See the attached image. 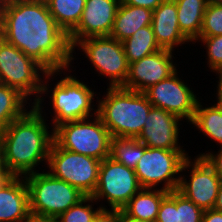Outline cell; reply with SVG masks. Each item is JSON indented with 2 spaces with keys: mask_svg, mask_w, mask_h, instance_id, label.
I'll list each match as a JSON object with an SVG mask.
<instances>
[{
  "mask_svg": "<svg viewBox=\"0 0 222 222\" xmlns=\"http://www.w3.org/2000/svg\"><path fill=\"white\" fill-rule=\"evenodd\" d=\"M0 36L46 71L69 69L74 59L68 34L56 24L45 0H3Z\"/></svg>",
  "mask_w": 222,
  "mask_h": 222,
  "instance_id": "obj_1",
  "label": "cell"
},
{
  "mask_svg": "<svg viewBox=\"0 0 222 222\" xmlns=\"http://www.w3.org/2000/svg\"><path fill=\"white\" fill-rule=\"evenodd\" d=\"M41 106L34 104L30 111L11 122L0 133L5 164L12 176L24 177L34 173L38 163L48 160L54 141L53 130L49 133Z\"/></svg>",
  "mask_w": 222,
  "mask_h": 222,
  "instance_id": "obj_2",
  "label": "cell"
},
{
  "mask_svg": "<svg viewBox=\"0 0 222 222\" xmlns=\"http://www.w3.org/2000/svg\"><path fill=\"white\" fill-rule=\"evenodd\" d=\"M105 98L98 101L97 115L111 137L137 138L153 106L143 92L109 87Z\"/></svg>",
  "mask_w": 222,
  "mask_h": 222,
  "instance_id": "obj_3",
  "label": "cell"
},
{
  "mask_svg": "<svg viewBox=\"0 0 222 222\" xmlns=\"http://www.w3.org/2000/svg\"><path fill=\"white\" fill-rule=\"evenodd\" d=\"M58 72L61 71H46L33 58L0 37V84L17 89L26 98L38 94L33 105L42 104L43 99L39 94H46L50 88L43 82L39 73L50 80L49 77Z\"/></svg>",
  "mask_w": 222,
  "mask_h": 222,
  "instance_id": "obj_4",
  "label": "cell"
},
{
  "mask_svg": "<svg viewBox=\"0 0 222 222\" xmlns=\"http://www.w3.org/2000/svg\"><path fill=\"white\" fill-rule=\"evenodd\" d=\"M29 192L30 213L58 217L85 197L77 188L49 172L24 176Z\"/></svg>",
  "mask_w": 222,
  "mask_h": 222,
  "instance_id": "obj_5",
  "label": "cell"
},
{
  "mask_svg": "<svg viewBox=\"0 0 222 222\" xmlns=\"http://www.w3.org/2000/svg\"><path fill=\"white\" fill-rule=\"evenodd\" d=\"M94 115L93 122L85 118L56 126L53 129L54 142L60 148L100 161L110 157L111 135L97 115V111Z\"/></svg>",
  "mask_w": 222,
  "mask_h": 222,
  "instance_id": "obj_6",
  "label": "cell"
},
{
  "mask_svg": "<svg viewBox=\"0 0 222 222\" xmlns=\"http://www.w3.org/2000/svg\"><path fill=\"white\" fill-rule=\"evenodd\" d=\"M49 173L77 188L85 196H92L97 184L101 161L60 148L52 143L48 160Z\"/></svg>",
  "mask_w": 222,
  "mask_h": 222,
  "instance_id": "obj_7",
  "label": "cell"
},
{
  "mask_svg": "<svg viewBox=\"0 0 222 222\" xmlns=\"http://www.w3.org/2000/svg\"><path fill=\"white\" fill-rule=\"evenodd\" d=\"M188 154L185 150H166L149 148L144 145V153L134 169L142 188L155 189V186L164 182L161 188L165 191L178 189L182 165ZM177 177V178H175Z\"/></svg>",
  "mask_w": 222,
  "mask_h": 222,
  "instance_id": "obj_8",
  "label": "cell"
},
{
  "mask_svg": "<svg viewBox=\"0 0 222 222\" xmlns=\"http://www.w3.org/2000/svg\"><path fill=\"white\" fill-rule=\"evenodd\" d=\"M75 46H80L99 74L111 79L109 87H122L125 84L129 63L122 42L111 36H100L78 41L72 53Z\"/></svg>",
  "mask_w": 222,
  "mask_h": 222,
  "instance_id": "obj_9",
  "label": "cell"
},
{
  "mask_svg": "<svg viewBox=\"0 0 222 222\" xmlns=\"http://www.w3.org/2000/svg\"><path fill=\"white\" fill-rule=\"evenodd\" d=\"M141 189L134 169L107 157L100 163L98 184L92 197L95 202L106 197L111 209L121 210Z\"/></svg>",
  "mask_w": 222,
  "mask_h": 222,
  "instance_id": "obj_10",
  "label": "cell"
},
{
  "mask_svg": "<svg viewBox=\"0 0 222 222\" xmlns=\"http://www.w3.org/2000/svg\"><path fill=\"white\" fill-rule=\"evenodd\" d=\"M51 91L50 96L55 115L53 128L65 122L92 117L91 111L94 109L91 105L95 93L76 77L65 76L55 84Z\"/></svg>",
  "mask_w": 222,
  "mask_h": 222,
  "instance_id": "obj_11",
  "label": "cell"
},
{
  "mask_svg": "<svg viewBox=\"0 0 222 222\" xmlns=\"http://www.w3.org/2000/svg\"><path fill=\"white\" fill-rule=\"evenodd\" d=\"M187 168L191 170L190 180L187 181L185 177L180 176L177 191L201 209H213L221 178L203 157L197 156L192 162L188 156L182 165L181 172Z\"/></svg>",
  "mask_w": 222,
  "mask_h": 222,
  "instance_id": "obj_12",
  "label": "cell"
},
{
  "mask_svg": "<svg viewBox=\"0 0 222 222\" xmlns=\"http://www.w3.org/2000/svg\"><path fill=\"white\" fill-rule=\"evenodd\" d=\"M177 73L176 71L170 77L150 86L143 93L154 107L161 108L182 120L186 118L191 123L198 99Z\"/></svg>",
  "mask_w": 222,
  "mask_h": 222,
  "instance_id": "obj_13",
  "label": "cell"
},
{
  "mask_svg": "<svg viewBox=\"0 0 222 222\" xmlns=\"http://www.w3.org/2000/svg\"><path fill=\"white\" fill-rule=\"evenodd\" d=\"M121 0H86L78 25L68 34L71 48L86 38L109 36Z\"/></svg>",
  "mask_w": 222,
  "mask_h": 222,
  "instance_id": "obj_14",
  "label": "cell"
},
{
  "mask_svg": "<svg viewBox=\"0 0 222 222\" xmlns=\"http://www.w3.org/2000/svg\"><path fill=\"white\" fill-rule=\"evenodd\" d=\"M172 51L161 49L129 64L125 89L144 92L150 86L170 77L177 69Z\"/></svg>",
  "mask_w": 222,
  "mask_h": 222,
  "instance_id": "obj_15",
  "label": "cell"
},
{
  "mask_svg": "<svg viewBox=\"0 0 222 222\" xmlns=\"http://www.w3.org/2000/svg\"><path fill=\"white\" fill-rule=\"evenodd\" d=\"M180 120L179 117L152 106L137 139L149 148L183 150L178 146Z\"/></svg>",
  "mask_w": 222,
  "mask_h": 222,
  "instance_id": "obj_16",
  "label": "cell"
},
{
  "mask_svg": "<svg viewBox=\"0 0 222 222\" xmlns=\"http://www.w3.org/2000/svg\"><path fill=\"white\" fill-rule=\"evenodd\" d=\"M29 214V192L25 178L11 176L0 182V222H22Z\"/></svg>",
  "mask_w": 222,
  "mask_h": 222,
  "instance_id": "obj_17",
  "label": "cell"
},
{
  "mask_svg": "<svg viewBox=\"0 0 222 222\" xmlns=\"http://www.w3.org/2000/svg\"><path fill=\"white\" fill-rule=\"evenodd\" d=\"M151 26L161 49L174 51L175 46L191 42L180 31L174 0H164L153 10Z\"/></svg>",
  "mask_w": 222,
  "mask_h": 222,
  "instance_id": "obj_18",
  "label": "cell"
},
{
  "mask_svg": "<svg viewBox=\"0 0 222 222\" xmlns=\"http://www.w3.org/2000/svg\"><path fill=\"white\" fill-rule=\"evenodd\" d=\"M153 11L120 2L112 31L109 36L122 42L131 37L138 29L152 23Z\"/></svg>",
  "mask_w": 222,
  "mask_h": 222,
  "instance_id": "obj_19",
  "label": "cell"
},
{
  "mask_svg": "<svg viewBox=\"0 0 222 222\" xmlns=\"http://www.w3.org/2000/svg\"><path fill=\"white\" fill-rule=\"evenodd\" d=\"M168 194L162 189L142 188L137 192L121 211L132 218L155 222L160 203Z\"/></svg>",
  "mask_w": 222,
  "mask_h": 222,
  "instance_id": "obj_20",
  "label": "cell"
},
{
  "mask_svg": "<svg viewBox=\"0 0 222 222\" xmlns=\"http://www.w3.org/2000/svg\"><path fill=\"white\" fill-rule=\"evenodd\" d=\"M180 31L193 42H197L202 28L207 0H174ZM195 40V41H194Z\"/></svg>",
  "mask_w": 222,
  "mask_h": 222,
  "instance_id": "obj_21",
  "label": "cell"
},
{
  "mask_svg": "<svg viewBox=\"0 0 222 222\" xmlns=\"http://www.w3.org/2000/svg\"><path fill=\"white\" fill-rule=\"evenodd\" d=\"M56 24L69 34L79 23L86 0H45Z\"/></svg>",
  "mask_w": 222,
  "mask_h": 222,
  "instance_id": "obj_22",
  "label": "cell"
},
{
  "mask_svg": "<svg viewBox=\"0 0 222 222\" xmlns=\"http://www.w3.org/2000/svg\"><path fill=\"white\" fill-rule=\"evenodd\" d=\"M122 45L129 64L161 50L151 25L138 29L131 37L122 41Z\"/></svg>",
  "mask_w": 222,
  "mask_h": 222,
  "instance_id": "obj_23",
  "label": "cell"
},
{
  "mask_svg": "<svg viewBox=\"0 0 222 222\" xmlns=\"http://www.w3.org/2000/svg\"><path fill=\"white\" fill-rule=\"evenodd\" d=\"M28 100L17 89L0 84V133L27 112Z\"/></svg>",
  "mask_w": 222,
  "mask_h": 222,
  "instance_id": "obj_24",
  "label": "cell"
},
{
  "mask_svg": "<svg viewBox=\"0 0 222 222\" xmlns=\"http://www.w3.org/2000/svg\"><path fill=\"white\" fill-rule=\"evenodd\" d=\"M191 124L222 147V111L215 104L202 108L199 100Z\"/></svg>",
  "mask_w": 222,
  "mask_h": 222,
  "instance_id": "obj_25",
  "label": "cell"
},
{
  "mask_svg": "<svg viewBox=\"0 0 222 222\" xmlns=\"http://www.w3.org/2000/svg\"><path fill=\"white\" fill-rule=\"evenodd\" d=\"M144 153V144L137 138L111 137L110 157L123 165L135 169Z\"/></svg>",
  "mask_w": 222,
  "mask_h": 222,
  "instance_id": "obj_26",
  "label": "cell"
},
{
  "mask_svg": "<svg viewBox=\"0 0 222 222\" xmlns=\"http://www.w3.org/2000/svg\"><path fill=\"white\" fill-rule=\"evenodd\" d=\"M95 201L92 196H85L77 204L70 207L67 211L57 217L58 222H92L97 212L101 209L93 210L92 204H85V202Z\"/></svg>",
  "mask_w": 222,
  "mask_h": 222,
  "instance_id": "obj_27",
  "label": "cell"
},
{
  "mask_svg": "<svg viewBox=\"0 0 222 222\" xmlns=\"http://www.w3.org/2000/svg\"><path fill=\"white\" fill-rule=\"evenodd\" d=\"M222 35V4H207L199 37Z\"/></svg>",
  "mask_w": 222,
  "mask_h": 222,
  "instance_id": "obj_28",
  "label": "cell"
},
{
  "mask_svg": "<svg viewBox=\"0 0 222 222\" xmlns=\"http://www.w3.org/2000/svg\"><path fill=\"white\" fill-rule=\"evenodd\" d=\"M177 222H202L204 210L176 190Z\"/></svg>",
  "mask_w": 222,
  "mask_h": 222,
  "instance_id": "obj_29",
  "label": "cell"
},
{
  "mask_svg": "<svg viewBox=\"0 0 222 222\" xmlns=\"http://www.w3.org/2000/svg\"><path fill=\"white\" fill-rule=\"evenodd\" d=\"M205 43L208 57V64L211 71L222 75V35L211 37H199L197 39Z\"/></svg>",
  "mask_w": 222,
  "mask_h": 222,
  "instance_id": "obj_30",
  "label": "cell"
},
{
  "mask_svg": "<svg viewBox=\"0 0 222 222\" xmlns=\"http://www.w3.org/2000/svg\"><path fill=\"white\" fill-rule=\"evenodd\" d=\"M155 222H177L176 190L162 199Z\"/></svg>",
  "mask_w": 222,
  "mask_h": 222,
  "instance_id": "obj_31",
  "label": "cell"
},
{
  "mask_svg": "<svg viewBox=\"0 0 222 222\" xmlns=\"http://www.w3.org/2000/svg\"><path fill=\"white\" fill-rule=\"evenodd\" d=\"M199 157H203L207 161V163L213 168L215 173L221 178L222 182V147L217 154L209 152L206 154H199Z\"/></svg>",
  "mask_w": 222,
  "mask_h": 222,
  "instance_id": "obj_32",
  "label": "cell"
},
{
  "mask_svg": "<svg viewBox=\"0 0 222 222\" xmlns=\"http://www.w3.org/2000/svg\"><path fill=\"white\" fill-rule=\"evenodd\" d=\"M101 209L97 212L92 222H119V210H108L103 206H99Z\"/></svg>",
  "mask_w": 222,
  "mask_h": 222,
  "instance_id": "obj_33",
  "label": "cell"
},
{
  "mask_svg": "<svg viewBox=\"0 0 222 222\" xmlns=\"http://www.w3.org/2000/svg\"><path fill=\"white\" fill-rule=\"evenodd\" d=\"M124 4L140 6L150 10L156 9L164 0H121Z\"/></svg>",
  "mask_w": 222,
  "mask_h": 222,
  "instance_id": "obj_34",
  "label": "cell"
},
{
  "mask_svg": "<svg viewBox=\"0 0 222 222\" xmlns=\"http://www.w3.org/2000/svg\"><path fill=\"white\" fill-rule=\"evenodd\" d=\"M11 173L7 170L5 164L4 147L0 138V182L5 181L11 177Z\"/></svg>",
  "mask_w": 222,
  "mask_h": 222,
  "instance_id": "obj_35",
  "label": "cell"
},
{
  "mask_svg": "<svg viewBox=\"0 0 222 222\" xmlns=\"http://www.w3.org/2000/svg\"><path fill=\"white\" fill-rule=\"evenodd\" d=\"M202 222H222V212L214 208L204 210Z\"/></svg>",
  "mask_w": 222,
  "mask_h": 222,
  "instance_id": "obj_36",
  "label": "cell"
},
{
  "mask_svg": "<svg viewBox=\"0 0 222 222\" xmlns=\"http://www.w3.org/2000/svg\"><path fill=\"white\" fill-rule=\"evenodd\" d=\"M22 222H58L57 217L41 216L30 213Z\"/></svg>",
  "mask_w": 222,
  "mask_h": 222,
  "instance_id": "obj_37",
  "label": "cell"
},
{
  "mask_svg": "<svg viewBox=\"0 0 222 222\" xmlns=\"http://www.w3.org/2000/svg\"><path fill=\"white\" fill-rule=\"evenodd\" d=\"M219 81H218V93H216L217 95V104H215L221 111H222V75H219Z\"/></svg>",
  "mask_w": 222,
  "mask_h": 222,
  "instance_id": "obj_38",
  "label": "cell"
},
{
  "mask_svg": "<svg viewBox=\"0 0 222 222\" xmlns=\"http://www.w3.org/2000/svg\"><path fill=\"white\" fill-rule=\"evenodd\" d=\"M119 222H150L146 220H139L125 215L121 210H119Z\"/></svg>",
  "mask_w": 222,
  "mask_h": 222,
  "instance_id": "obj_39",
  "label": "cell"
},
{
  "mask_svg": "<svg viewBox=\"0 0 222 222\" xmlns=\"http://www.w3.org/2000/svg\"><path fill=\"white\" fill-rule=\"evenodd\" d=\"M214 209L222 212V182L220 184Z\"/></svg>",
  "mask_w": 222,
  "mask_h": 222,
  "instance_id": "obj_40",
  "label": "cell"
},
{
  "mask_svg": "<svg viewBox=\"0 0 222 222\" xmlns=\"http://www.w3.org/2000/svg\"><path fill=\"white\" fill-rule=\"evenodd\" d=\"M208 4H222V0H207Z\"/></svg>",
  "mask_w": 222,
  "mask_h": 222,
  "instance_id": "obj_41",
  "label": "cell"
},
{
  "mask_svg": "<svg viewBox=\"0 0 222 222\" xmlns=\"http://www.w3.org/2000/svg\"><path fill=\"white\" fill-rule=\"evenodd\" d=\"M2 4H3V0H0V12H1V9H2Z\"/></svg>",
  "mask_w": 222,
  "mask_h": 222,
  "instance_id": "obj_42",
  "label": "cell"
}]
</instances>
